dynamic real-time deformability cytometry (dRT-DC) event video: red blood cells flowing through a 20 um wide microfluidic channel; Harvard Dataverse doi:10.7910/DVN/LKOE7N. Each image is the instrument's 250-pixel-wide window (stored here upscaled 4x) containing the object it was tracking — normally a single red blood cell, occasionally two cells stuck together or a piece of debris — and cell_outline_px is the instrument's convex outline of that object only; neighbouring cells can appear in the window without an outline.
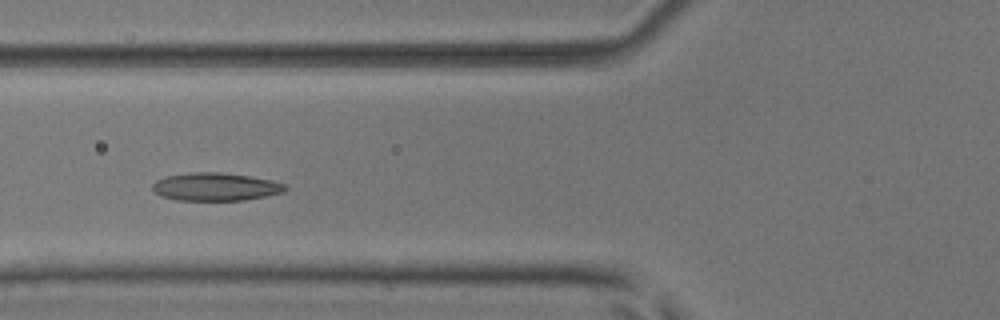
{"species": "common noctule bat (a hibernating species)", "species_latin": "Nyctalus noctula", "temperature_condition": "room temperature", "stored_images_in_passage": 6, "camera_frame_rate_fps": 3000, "um_per_image_px": 0.085, "animal": {"sex": "male", "body_mass_g": 17.9, "forearm_length_mm": 54.2}, "frame": {"image": 1, "passage_image": 3, "time_ms": 0.667, "image_size_px": [1000, 320], "cell_outline_px": [[288, 188], [284, 192], [244, 200], [176, 200], [160, 196], [152, 188], [152, 184], [156, 180], [164, 176], [188, 172], [220, 172], [248, 176], [272, 180], [288, 184]], "centroid_in_image_um": [18.31, 15.87], "position_along_channel_um": 107.5, "area_um2": 21.79}}
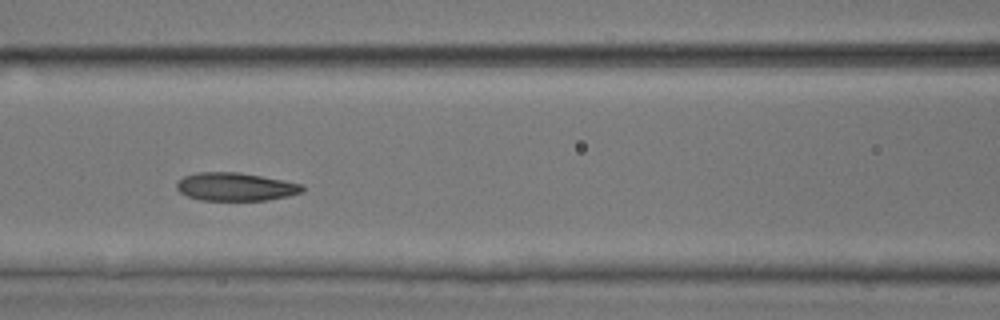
{"frame": {"image": 2, "passage_image": 4, "time_ms": 1.0, "image_size_px": [1000, 320], "cell_outline_px": [[304, 192], [288, 196], [268, 200], [200, 200], [188, 196], [180, 192], [176, 188], [176, 184], [184, 176], [196, 172], [240, 172], [304, 184]], "centroid_in_image_um": [20.04, 15.87], "position_along_channel_um": 146.6, "area_um2": 20.69}}
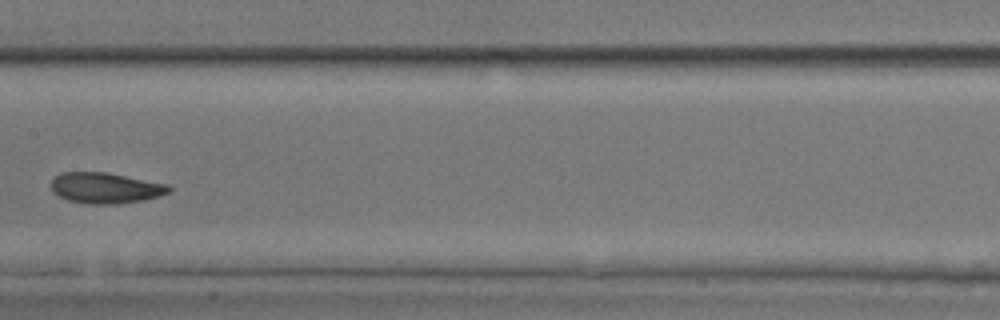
{"frame": {"image": 3, "passage_image": 5, "time_ms": 1.333, "image_size_px": [1000, 320], "cell_outline_px": [[172, 188], [168, 192], [160, 196], [144, 200], [116, 204], [88, 204], [68, 200], [52, 192], [52, 176], [60, 172], [108, 172], [168, 184]], "centroid_in_image_um": [8.96, 15.97], "position_along_channel_um": 198.4, "area_um2": 21.33}}